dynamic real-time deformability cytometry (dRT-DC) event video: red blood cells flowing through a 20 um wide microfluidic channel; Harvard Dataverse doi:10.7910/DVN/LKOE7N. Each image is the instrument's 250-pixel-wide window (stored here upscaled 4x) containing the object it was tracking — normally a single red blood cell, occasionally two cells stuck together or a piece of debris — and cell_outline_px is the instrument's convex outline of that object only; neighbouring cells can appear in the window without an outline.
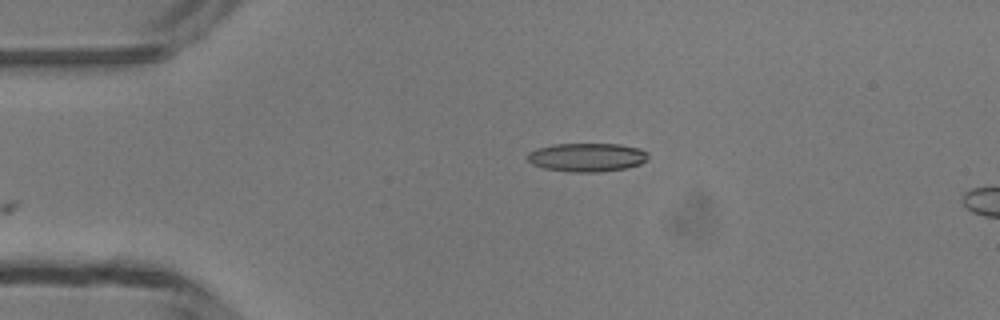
{"species": "common noctule bat (a hibernating species)", "species_latin": "Nyctalus noctula", "temperature_condition": "room temperature", "stored_images_in_passage": 5, "camera_frame_rate_fps": 3000, "um_per_image_px": 0.085, "animal": {"sex": "male", "body_mass_g": 13.3}, "frame": {"image": 1, "passage_image": 1, "time_ms": 0.0, "image_size_px": [1000, 320], "cell_outline_px": [[648, 160], [640, 164], [628, 168], [600, 172], [572, 172], [544, 168], [532, 164], [524, 156], [528, 152], [536, 148], [552, 144], [620, 144], [640, 148], [648, 152]], "centroid_in_image_um": [49.89, 13.37], "position_along_channel_um": 35.1, "area_um2": 20.46}}